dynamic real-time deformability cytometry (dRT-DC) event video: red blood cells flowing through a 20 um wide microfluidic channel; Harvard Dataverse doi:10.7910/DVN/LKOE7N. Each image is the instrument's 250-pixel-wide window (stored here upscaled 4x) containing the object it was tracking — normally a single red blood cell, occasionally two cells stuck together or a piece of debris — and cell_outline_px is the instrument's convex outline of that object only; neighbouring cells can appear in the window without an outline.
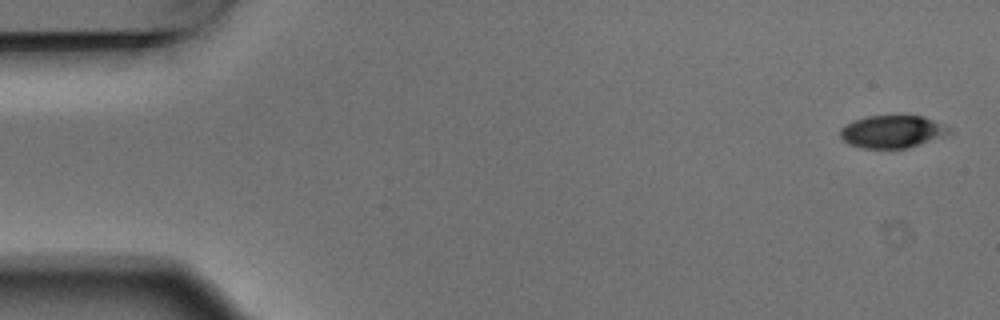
{"species": "Egyptian fruit bat (a non-hibernating species)", "species_latin": "Rousettus aegyptiacus", "temperature_condition": "warm", "stored_images_in_passage": 5, "segment_of_instrument_passage": [1, 2], "camera_frame_rate_fps": 3000, "um_per_image_px": 0.085, "animal": {"sex": "male"}, "frame": {"image": 1, "passage_image": 1, "time_ms": 0.0, "image_size_px": [1000, 320], "cell_outline_px": [[952, 132], [944, 136], [908, 148], [864, 148], [848, 144], [840, 136], [840, 128], [844, 124], [852, 120], [868, 116], [924, 116], [948, 128]], "centroid_in_image_um": [75.79, 11.19], "position_along_channel_um": 9.2, "area_um2": 20.52}}
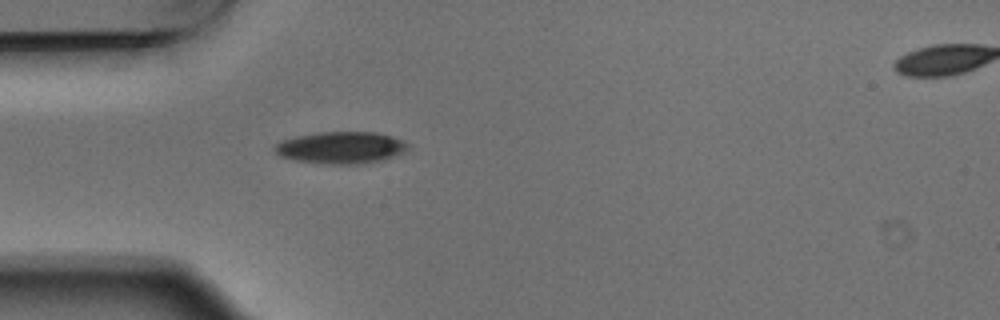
{"frame": {"image": 2, "passage_image": 4, "time_ms": 1.0, "image_size_px": [1000, 320], "cell_outline_px": [[412, 148], [404, 152], [380, 160], [360, 164], [320, 164], [292, 160], [280, 156], [272, 148], [280, 140], [296, 136], [320, 132], [376, 132], [392, 136], [404, 140]], "centroid_in_image_um": [28.96, 12.55], "position_along_channel_um": 56.0, "area_um2": 25.09}}